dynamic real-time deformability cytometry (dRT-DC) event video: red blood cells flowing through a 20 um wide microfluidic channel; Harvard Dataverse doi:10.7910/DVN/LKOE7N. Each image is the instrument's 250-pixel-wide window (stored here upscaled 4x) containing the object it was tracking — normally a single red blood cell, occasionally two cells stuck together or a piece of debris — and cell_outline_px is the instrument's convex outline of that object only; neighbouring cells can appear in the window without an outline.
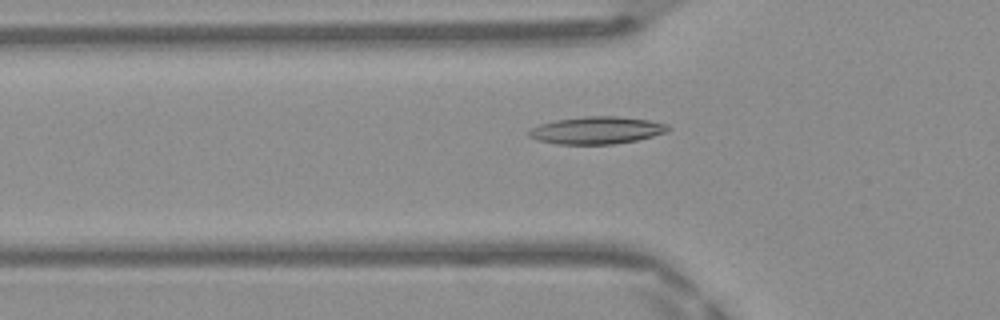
{"species": "Egyptian fruit bat (a non-hibernating species)", "species_latin": "Rousettus aegyptiacus", "temperature_condition": "warm", "stored_images_in_passage": 40, "camera_frame_rate_fps": 3000, "um_per_image_px": 0.085, "frame": {"image": 1, "passage_image": 11, "time_ms": 3.333, "image_size_px": [1000, 320], "cell_outline_px": [[672, 128], [664, 132], [652, 136], [636, 140], [612, 144], [556, 144], [536, 140], [528, 136], [528, 132], [532, 128], [540, 124], [556, 120], [584, 116], [616, 116], [648, 120], [668, 124]], "centroid_in_image_um": [50.7, 11.07], "position_along_channel_um": 75.1, "area_um2": 22.08}}
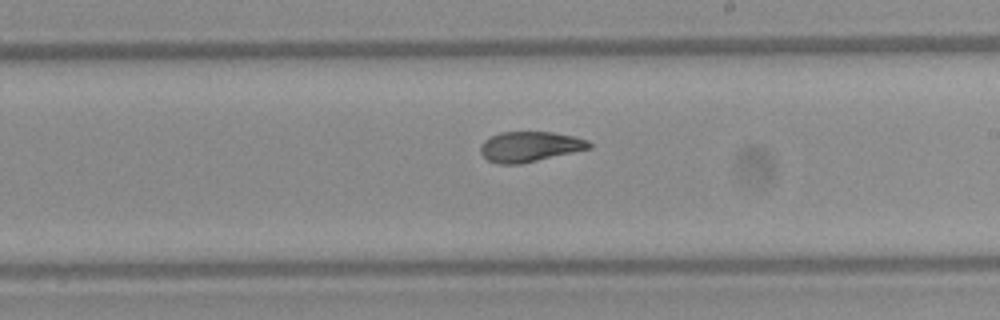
{"frame": {"image": 2, "passage_image": 23, "time_ms": 7.333, "image_size_px": [1000, 320], "cell_outline_px": [[592, 148], [520, 164], [500, 164], [488, 160], [480, 152], [480, 144], [484, 140], [500, 132], [552, 132], [576, 136], [588, 140], [592, 144]], "centroid_in_image_um": [45.05, 12.46], "position_along_channel_um": 243.9, "area_um2": 19.19}}
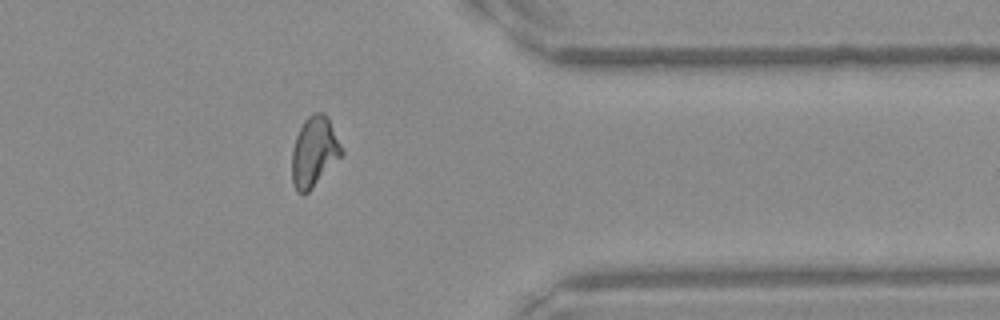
{"frame": {"image": 3, "passage_image": 34, "time_ms": 11.0, "image_size_px": [1000, 320], "cell_outline_px": [[344, 152], [312, 188], [304, 196], [296, 192], [292, 184], [292, 148], [296, 136], [304, 120], [312, 112], [324, 112], [328, 116]], "centroid_in_image_um": [26.68, 12.9], "position_along_channel_um": 384.7, "area_um2": 20.35}, "authors_computed_cell_mechanics": {"area_um2": 20.1722, "velocity_mm_per_s": 4.1898, "shape_relaxation_time_tau1_ms": 9.2308, "shape_relaxation_time_tau2_ms": 2.2198, "deformation_change_tau1": 0.257, "deformation_change_tau2": 0.0869}}